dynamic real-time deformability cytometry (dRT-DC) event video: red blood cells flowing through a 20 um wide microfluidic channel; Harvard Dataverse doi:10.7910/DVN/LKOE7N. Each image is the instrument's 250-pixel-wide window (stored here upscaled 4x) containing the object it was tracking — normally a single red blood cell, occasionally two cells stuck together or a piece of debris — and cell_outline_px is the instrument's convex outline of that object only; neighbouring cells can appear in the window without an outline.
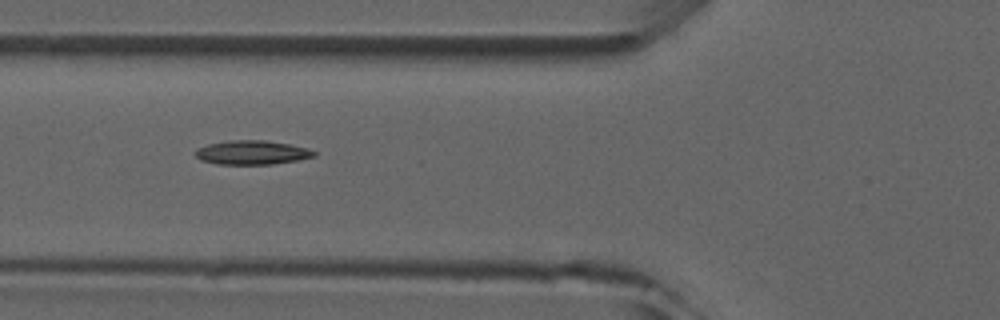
{"species": "common noctule bat (a hibernating species)", "species_latin": "Nyctalus noctula", "temperature_condition": "room temperature", "stored_images_in_passage": 6, "camera_frame_rate_fps": 3000, "um_per_image_px": 0.085, "animal": {"sex": "male", "forearm_length_mm": 52.5}, "frame": {"image": 1, "passage_image": 4, "time_ms": 4.333, "image_size_px": [1000, 320], "cell_outline_px": [[316, 156], [296, 160], [272, 164], [216, 164], [200, 160], [196, 156], [196, 148], [208, 144], [228, 140], [264, 140], [288, 144], [308, 148], [316, 152]], "centroid_in_image_um": [21.39, 12.96], "position_along_channel_um": 104.4, "area_um2": 16.59}}
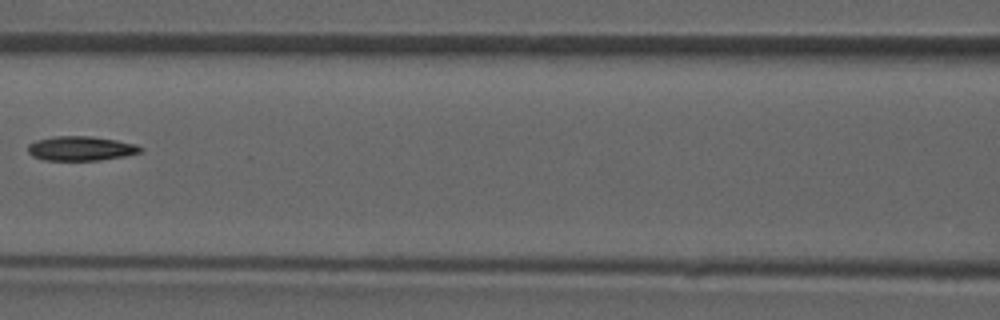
{"frame": {"image": 2, "passage_image": 5, "time_ms": 5.667, "image_size_px": [1000, 320], "cell_outline_px": [[144, 148], [140, 152], [124, 156], [100, 160], [44, 160], [32, 156], [28, 152], [28, 144], [36, 140], [52, 136], [92, 136], [116, 140], [136, 144]], "centroid_in_image_um": [6.85, 12.61], "position_along_channel_um": 159.7, "area_um2": 16.07}}